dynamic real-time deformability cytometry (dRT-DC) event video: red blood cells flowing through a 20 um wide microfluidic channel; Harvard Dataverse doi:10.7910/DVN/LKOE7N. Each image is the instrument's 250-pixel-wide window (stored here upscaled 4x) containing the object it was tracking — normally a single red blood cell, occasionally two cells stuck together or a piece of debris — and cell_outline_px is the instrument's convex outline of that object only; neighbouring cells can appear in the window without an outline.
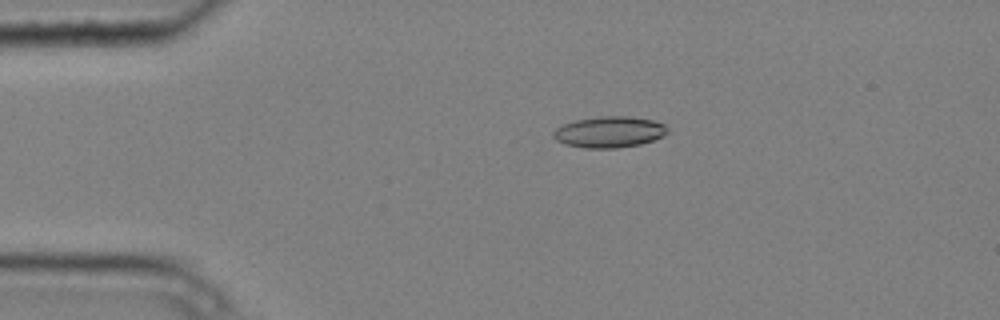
{"species": "common noctule bat (a hibernating species)", "species_latin": "Nyctalus noctula", "temperature_condition": "cold", "stored_images_in_passage": 4, "camera_frame_rate_fps": 3000, "um_per_image_px": 0.085, "animal": {"sex": "male", "body_mass_g": 20.4}, "frame": {"image": 1, "passage_image": 1, "time_ms": 0.0, "image_size_px": [1000, 320], "cell_outline_px": [[668, 132], [664, 136], [640, 144], [616, 148], [584, 148], [564, 144], [556, 140], [552, 136], [552, 132], [556, 128], [564, 124], [576, 120], [600, 116], [632, 116], [652, 120], [664, 124], [668, 128]], "centroid_in_image_um": [51.78, 11.22], "position_along_channel_um": 33.2, "area_um2": 20.81}}
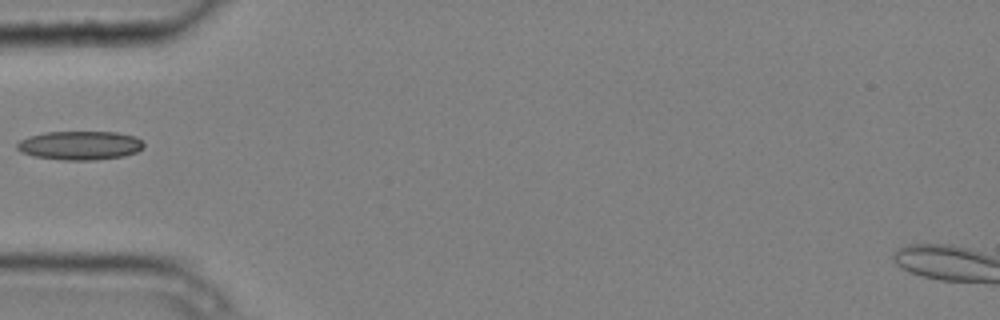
{"frame": {"image": 2, "passage_image": 3, "time_ms": 0.667, "image_size_px": [1000, 320], "cell_outline_px": [[144, 148], [136, 152], [124, 156], [96, 160], [64, 160], [32, 156], [20, 152], [16, 148], [16, 144], [20, 140], [28, 136], [44, 132], [116, 132], [136, 136], [144, 144]], "centroid_in_image_um": [6.78, 12.36], "position_along_channel_um": 78.2, "area_um2": 21.5}}
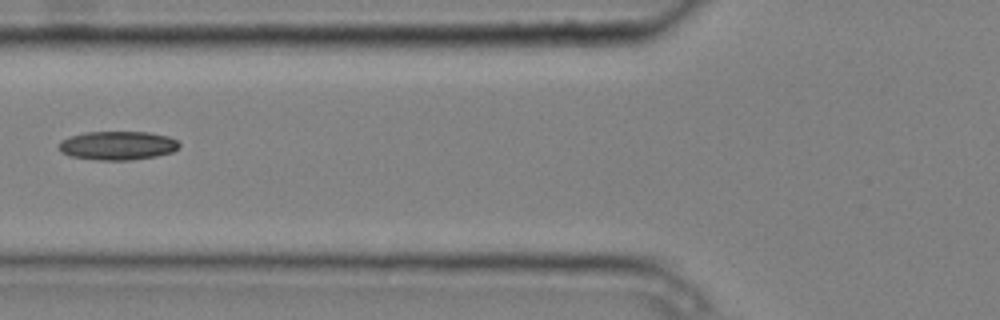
{"frame": {"image": 3, "passage_image": 4, "time_ms": 1.0, "image_size_px": [1000, 320], "cell_outline_px": [[180, 148], [172, 152], [156, 156], [132, 160], [96, 160], [68, 156], [60, 152], [56, 148], [60, 140], [84, 132], [148, 132], [168, 136], [176, 140], [180, 144]], "centroid_in_image_um": [9.96, 12.38], "position_along_channel_um": 115.8, "area_um2": 20.46}}